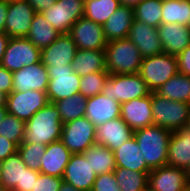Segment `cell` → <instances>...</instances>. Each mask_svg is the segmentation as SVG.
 <instances>
[{
	"instance_id": "obj_26",
	"label": "cell",
	"mask_w": 190,
	"mask_h": 191,
	"mask_svg": "<svg viewBox=\"0 0 190 191\" xmlns=\"http://www.w3.org/2000/svg\"><path fill=\"white\" fill-rule=\"evenodd\" d=\"M113 152L116 167H123L138 172H151V169L145 163L143 154L134 136Z\"/></svg>"
},
{
	"instance_id": "obj_49",
	"label": "cell",
	"mask_w": 190,
	"mask_h": 191,
	"mask_svg": "<svg viewBox=\"0 0 190 191\" xmlns=\"http://www.w3.org/2000/svg\"><path fill=\"white\" fill-rule=\"evenodd\" d=\"M122 6L134 9L142 0H119Z\"/></svg>"
},
{
	"instance_id": "obj_48",
	"label": "cell",
	"mask_w": 190,
	"mask_h": 191,
	"mask_svg": "<svg viewBox=\"0 0 190 191\" xmlns=\"http://www.w3.org/2000/svg\"><path fill=\"white\" fill-rule=\"evenodd\" d=\"M9 40L10 38L5 33H0V64L2 62L5 49L7 47Z\"/></svg>"
},
{
	"instance_id": "obj_5",
	"label": "cell",
	"mask_w": 190,
	"mask_h": 191,
	"mask_svg": "<svg viewBox=\"0 0 190 191\" xmlns=\"http://www.w3.org/2000/svg\"><path fill=\"white\" fill-rule=\"evenodd\" d=\"M177 73V56L168 53L143 58L139 70L150 92H155Z\"/></svg>"
},
{
	"instance_id": "obj_34",
	"label": "cell",
	"mask_w": 190,
	"mask_h": 191,
	"mask_svg": "<svg viewBox=\"0 0 190 191\" xmlns=\"http://www.w3.org/2000/svg\"><path fill=\"white\" fill-rule=\"evenodd\" d=\"M121 191H144L148 188V174L116 167L113 171Z\"/></svg>"
},
{
	"instance_id": "obj_29",
	"label": "cell",
	"mask_w": 190,
	"mask_h": 191,
	"mask_svg": "<svg viewBox=\"0 0 190 191\" xmlns=\"http://www.w3.org/2000/svg\"><path fill=\"white\" fill-rule=\"evenodd\" d=\"M0 184L8 191H22L23 171L27 167L18 151L3 160Z\"/></svg>"
},
{
	"instance_id": "obj_2",
	"label": "cell",
	"mask_w": 190,
	"mask_h": 191,
	"mask_svg": "<svg viewBox=\"0 0 190 191\" xmlns=\"http://www.w3.org/2000/svg\"><path fill=\"white\" fill-rule=\"evenodd\" d=\"M172 131L158 125H150L134 131L145 163L152 170L167 165L168 144Z\"/></svg>"
},
{
	"instance_id": "obj_6",
	"label": "cell",
	"mask_w": 190,
	"mask_h": 191,
	"mask_svg": "<svg viewBox=\"0 0 190 191\" xmlns=\"http://www.w3.org/2000/svg\"><path fill=\"white\" fill-rule=\"evenodd\" d=\"M150 93L139 73L110 74L102 90V94L105 97L116 100L120 104L145 97Z\"/></svg>"
},
{
	"instance_id": "obj_35",
	"label": "cell",
	"mask_w": 190,
	"mask_h": 191,
	"mask_svg": "<svg viewBox=\"0 0 190 191\" xmlns=\"http://www.w3.org/2000/svg\"><path fill=\"white\" fill-rule=\"evenodd\" d=\"M87 98L81 93H76L73 96L60 99L54 102L61 116L62 123L75 120L85 116Z\"/></svg>"
},
{
	"instance_id": "obj_47",
	"label": "cell",
	"mask_w": 190,
	"mask_h": 191,
	"mask_svg": "<svg viewBox=\"0 0 190 191\" xmlns=\"http://www.w3.org/2000/svg\"><path fill=\"white\" fill-rule=\"evenodd\" d=\"M8 12V2L0 0V33H5V23Z\"/></svg>"
},
{
	"instance_id": "obj_44",
	"label": "cell",
	"mask_w": 190,
	"mask_h": 191,
	"mask_svg": "<svg viewBox=\"0 0 190 191\" xmlns=\"http://www.w3.org/2000/svg\"><path fill=\"white\" fill-rule=\"evenodd\" d=\"M40 172L26 167L22 177V191H32L34 181H37Z\"/></svg>"
},
{
	"instance_id": "obj_31",
	"label": "cell",
	"mask_w": 190,
	"mask_h": 191,
	"mask_svg": "<svg viewBox=\"0 0 190 191\" xmlns=\"http://www.w3.org/2000/svg\"><path fill=\"white\" fill-rule=\"evenodd\" d=\"M96 175L113 172L116 168L114 152L103 145L94 144L84 153Z\"/></svg>"
},
{
	"instance_id": "obj_24",
	"label": "cell",
	"mask_w": 190,
	"mask_h": 191,
	"mask_svg": "<svg viewBox=\"0 0 190 191\" xmlns=\"http://www.w3.org/2000/svg\"><path fill=\"white\" fill-rule=\"evenodd\" d=\"M72 153L61 140L47 145L41 157L39 172L53 177L62 178Z\"/></svg>"
},
{
	"instance_id": "obj_32",
	"label": "cell",
	"mask_w": 190,
	"mask_h": 191,
	"mask_svg": "<svg viewBox=\"0 0 190 191\" xmlns=\"http://www.w3.org/2000/svg\"><path fill=\"white\" fill-rule=\"evenodd\" d=\"M168 23L190 26V0H163L162 24Z\"/></svg>"
},
{
	"instance_id": "obj_23",
	"label": "cell",
	"mask_w": 190,
	"mask_h": 191,
	"mask_svg": "<svg viewBox=\"0 0 190 191\" xmlns=\"http://www.w3.org/2000/svg\"><path fill=\"white\" fill-rule=\"evenodd\" d=\"M85 117L98 127L108 120L121 117V104L102 93L97 94L87 98Z\"/></svg>"
},
{
	"instance_id": "obj_4",
	"label": "cell",
	"mask_w": 190,
	"mask_h": 191,
	"mask_svg": "<svg viewBox=\"0 0 190 191\" xmlns=\"http://www.w3.org/2000/svg\"><path fill=\"white\" fill-rule=\"evenodd\" d=\"M153 124L176 131L190 124V104L173 101L152 92Z\"/></svg>"
},
{
	"instance_id": "obj_7",
	"label": "cell",
	"mask_w": 190,
	"mask_h": 191,
	"mask_svg": "<svg viewBox=\"0 0 190 191\" xmlns=\"http://www.w3.org/2000/svg\"><path fill=\"white\" fill-rule=\"evenodd\" d=\"M96 126L87 117L63 124L61 141L72 154L84 153L96 144Z\"/></svg>"
},
{
	"instance_id": "obj_8",
	"label": "cell",
	"mask_w": 190,
	"mask_h": 191,
	"mask_svg": "<svg viewBox=\"0 0 190 191\" xmlns=\"http://www.w3.org/2000/svg\"><path fill=\"white\" fill-rule=\"evenodd\" d=\"M46 68L49 75L46 93L50 103L80 93L81 77L73 71L71 64H67L65 67Z\"/></svg>"
},
{
	"instance_id": "obj_12",
	"label": "cell",
	"mask_w": 190,
	"mask_h": 191,
	"mask_svg": "<svg viewBox=\"0 0 190 191\" xmlns=\"http://www.w3.org/2000/svg\"><path fill=\"white\" fill-rule=\"evenodd\" d=\"M68 34L74 40L78 50H105L107 45L103 25L84 16L70 27Z\"/></svg>"
},
{
	"instance_id": "obj_3",
	"label": "cell",
	"mask_w": 190,
	"mask_h": 191,
	"mask_svg": "<svg viewBox=\"0 0 190 191\" xmlns=\"http://www.w3.org/2000/svg\"><path fill=\"white\" fill-rule=\"evenodd\" d=\"M104 51L106 71L109 74L139 73L143 58L137 46L128 38L107 42Z\"/></svg>"
},
{
	"instance_id": "obj_40",
	"label": "cell",
	"mask_w": 190,
	"mask_h": 191,
	"mask_svg": "<svg viewBox=\"0 0 190 191\" xmlns=\"http://www.w3.org/2000/svg\"><path fill=\"white\" fill-rule=\"evenodd\" d=\"M91 191H121L114 172L97 175Z\"/></svg>"
},
{
	"instance_id": "obj_45",
	"label": "cell",
	"mask_w": 190,
	"mask_h": 191,
	"mask_svg": "<svg viewBox=\"0 0 190 191\" xmlns=\"http://www.w3.org/2000/svg\"><path fill=\"white\" fill-rule=\"evenodd\" d=\"M18 151V146L4 136H0V160H5L8 156Z\"/></svg>"
},
{
	"instance_id": "obj_46",
	"label": "cell",
	"mask_w": 190,
	"mask_h": 191,
	"mask_svg": "<svg viewBox=\"0 0 190 191\" xmlns=\"http://www.w3.org/2000/svg\"><path fill=\"white\" fill-rule=\"evenodd\" d=\"M35 12H42L53 5L57 0H27Z\"/></svg>"
},
{
	"instance_id": "obj_15",
	"label": "cell",
	"mask_w": 190,
	"mask_h": 191,
	"mask_svg": "<svg viewBox=\"0 0 190 191\" xmlns=\"http://www.w3.org/2000/svg\"><path fill=\"white\" fill-rule=\"evenodd\" d=\"M77 46L68 33H61L48 47L41 50V62L45 67H65L71 64Z\"/></svg>"
},
{
	"instance_id": "obj_11",
	"label": "cell",
	"mask_w": 190,
	"mask_h": 191,
	"mask_svg": "<svg viewBox=\"0 0 190 191\" xmlns=\"http://www.w3.org/2000/svg\"><path fill=\"white\" fill-rule=\"evenodd\" d=\"M49 103L46 91H11L7 95L6 107L9 114L28 121L38 110Z\"/></svg>"
},
{
	"instance_id": "obj_13",
	"label": "cell",
	"mask_w": 190,
	"mask_h": 191,
	"mask_svg": "<svg viewBox=\"0 0 190 191\" xmlns=\"http://www.w3.org/2000/svg\"><path fill=\"white\" fill-rule=\"evenodd\" d=\"M35 13L27 0L8 2L5 34L9 38L26 37Z\"/></svg>"
},
{
	"instance_id": "obj_25",
	"label": "cell",
	"mask_w": 190,
	"mask_h": 191,
	"mask_svg": "<svg viewBox=\"0 0 190 191\" xmlns=\"http://www.w3.org/2000/svg\"><path fill=\"white\" fill-rule=\"evenodd\" d=\"M134 19V9L121 5L103 25L106 41L126 39Z\"/></svg>"
},
{
	"instance_id": "obj_22",
	"label": "cell",
	"mask_w": 190,
	"mask_h": 191,
	"mask_svg": "<svg viewBox=\"0 0 190 191\" xmlns=\"http://www.w3.org/2000/svg\"><path fill=\"white\" fill-rule=\"evenodd\" d=\"M163 53L178 56L190 46V26L178 23L161 24L158 27Z\"/></svg>"
},
{
	"instance_id": "obj_16",
	"label": "cell",
	"mask_w": 190,
	"mask_h": 191,
	"mask_svg": "<svg viewBox=\"0 0 190 191\" xmlns=\"http://www.w3.org/2000/svg\"><path fill=\"white\" fill-rule=\"evenodd\" d=\"M96 173L83 153L72 154L66 165L63 181L82 191H91Z\"/></svg>"
},
{
	"instance_id": "obj_51",
	"label": "cell",
	"mask_w": 190,
	"mask_h": 191,
	"mask_svg": "<svg viewBox=\"0 0 190 191\" xmlns=\"http://www.w3.org/2000/svg\"><path fill=\"white\" fill-rule=\"evenodd\" d=\"M7 95L0 91V107L6 106Z\"/></svg>"
},
{
	"instance_id": "obj_55",
	"label": "cell",
	"mask_w": 190,
	"mask_h": 191,
	"mask_svg": "<svg viewBox=\"0 0 190 191\" xmlns=\"http://www.w3.org/2000/svg\"><path fill=\"white\" fill-rule=\"evenodd\" d=\"M2 165H3V160H0V174H1L2 169H3Z\"/></svg>"
},
{
	"instance_id": "obj_28",
	"label": "cell",
	"mask_w": 190,
	"mask_h": 191,
	"mask_svg": "<svg viewBox=\"0 0 190 191\" xmlns=\"http://www.w3.org/2000/svg\"><path fill=\"white\" fill-rule=\"evenodd\" d=\"M60 34L40 12H36L26 38L34 46L42 50L51 45Z\"/></svg>"
},
{
	"instance_id": "obj_36",
	"label": "cell",
	"mask_w": 190,
	"mask_h": 191,
	"mask_svg": "<svg viewBox=\"0 0 190 191\" xmlns=\"http://www.w3.org/2000/svg\"><path fill=\"white\" fill-rule=\"evenodd\" d=\"M162 3L163 0H142L134 8V18L158 28L162 24Z\"/></svg>"
},
{
	"instance_id": "obj_20",
	"label": "cell",
	"mask_w": 190,
	"mask_h": 191,
	"mask_svg": "<svg viewBox=\"0 0 190 191\" xmlns=\"http://www.w3.org/2000/svg\"><path fill=\"white\" fill-rule=\"evenodd\" d=\"M134 131L121 118L108 120L96 128V144L115 151L125 141L133 137Z\"/></svg>"
},
{
	"instance_id": "obj_52",
	"label": "cell",
	"mask_w": 190,
	"mask_h": 191,
	"mask_svg": "<svg viewBox=\"0 0 190 191\" xmlns=\"http://www.w3.org/2000/svg\"><path fill=\"white\" fill-rule=\"evenodd\" d=\"M7 113L8 111L6 106L0 107V122H2V119L6 116Z\"/></svg>"
},
{
	"instance_id": "obj_33",
	"label": "cell",
	"mask_w": 190,
	"mask_h": 191,
	"mask_svg": "<svg viewBox=\"0 0 190 191\" xmlns=\"http://www.w3.org/2000/svg\"><path fill=\"white\" fill-rule=\"evenodd\" d=\"M120 6L119 0H85L84 17L104 25Z\"/></svg>"
},
{
	"instance_id": "obj_50",
	"label": "cell",
	"mask_w": 190,
	"mask_h": 191,
	"mask_svg": "<svg viewBox=\"0 0 190 191\" xmlns=\"http://www.w3.org/2000/svg\"><path fill=\"white\" fill-rule=\"evenodd\" d=\"M58 191H82V190L77 189L73 187L71 184L63 181Z\"/></svg>"
},
{
	"instance_id": "obj_1",
	"label": "cell",
	"mask_w": 190,
	"mask_h": 191,
	"mask_svg": "<svg viewBox=\"0 0 190 191\" xmlns=\"http://www.w3.org/2000/svg\"><path fill=\"white\" fill-rule=\"evenodd\" d=\"M63 123L54 103H48L25 122L22 143L48 145L61 139Z\"/></svg>"
},
{
	"instance_id": "obj_54",
	"label": "cell",
	"mask_w": 190,
	"mask_h": 191,
	"mask_svg": "<svg viewBox=\"0 0 190 191\" xmlns=\"http://www.w3.org/2000/svg\"><path fill=\"white\" fill-rule=\"evenodd\" d=\"M0 191H8L2 184H0Z\"/></svg>"
},
{
	"instance_id": "obj_27",
	"label": "cell",
	"mask_w": 190,
	"mask_h": 191,
	"mask_svg": "<svg viewBox=\"0 0 190 191\" xmlns=\"http://www.w3.org/2000/svg\"><path fill=\"white\" fill-rule=\"evenodd\" d=\"M71 67L80 77L93 72H107L105 65V51L77 50L73 62L71 63Z\"/></svg>"
},
{
	"instance_id": "obj_38",
	"label": "cell",
	"mask_w": 190,
	"mask_h": 191,
	"mask_svg": "<svg viewBox=\"0 0 190 191\" xmlns=\"http://www.w3.org/2000/svg\"><path fill=\"white\" fill-rule=\"evenodd\" d=\"M110 74L108 72H93L80 79L79 92L85 97H93L97 94H101L106 83V80Z\"/></svg>"
},
{
	"instance_id": "obj_53",
	"label": "cell",
	"mask_w": 190,
	"mask_h": 191,
	"mask_svg": "<svg viewBox=\"0 0 190 191\" xmlns=\"http://www.w3.org/2000/svg\"><path fill=\"white\" fill-rule=\"evenodd\" d=\"M186 173H187V179H188L189 184H190V165H189V167L187 168Z\"/></svg>"
},
{
	"instance_id": "obj_19",
	"label": "cell",
	"mask_w": 190,
	"mask_h": 191,
	"mask_svg": "<svg viewBox=\"0 0 190 191\" xmlns=\"http://www.w3.org/2000/svg\"><path fill=\"white\" fill-rule=\"evenodd\" d=\"M13 74L12 91H46L49 83L47 68L42 62L24 66Z\"/></svg>"
},
{
	"instance_id": "obj_43",
	"label": "cell",
	"mask_w": 190,
	"mask_h": 191,
	"mask_svg": "<svg viewBox=\"0 0 190 191\" xmlns=\"http://www.w3.org/2000/svg\"><path fill=\"white\" fill-rule=\"evenodd\" d=\"M178 73L190 77V46L185 48L178 56Z\"/></svg>"
},
{
	"instance_id": "obj_39",
	"label": "cell",
	"mask_w": 190,
	"mask_h": 191,
	"mask_svg": "<svg viewBox=\"0 0 190 191\" xmlns=\"http://www.w3.org/2000/svg\"><path fill=\"white\" fill-rule=\"evenodd\" d=\"M46 147L47 145L39 143H21L18 146V153L27 167L39 171L41 157L44 155Z\"/></svg>"
},
{
	"instance_id": "obj_37",
	"label": "cell",
	"mask_w": 190,
	"mask_h": 191,
	"mask_svg": "<svg viewBox=\"0 0 190 191\" xmlns=\"http://www.w3.org/2000/svg\"><path fill=\"white\" fill-rule=\"evenodd\" d=\"M25 121L9 113L0 122V136L6 137L19 146L23 142Z\"/></svg>"
},
{
	"instance_id": "obj_18",
	"label": "cell",
	"mask_w": 190,
	"mask_h": 191,
	"mask_svg": "<svg viewBox=\"0 0 190 191\" xmlns=\"http://www.w3.org/2000/svg\"><path fill=\"white\" fill-rule=\"evenodd\" d=\"M121 118L133 131L153 125L152 92L145 97L122 103Z\"/></svg>"
},
{
	"instance_id": "obj_42",
	"label": "cell",
	"mask_w": 190,
	"mask_h": 191,
	"mask_svg": "<svg viewBox=\"0 0 190 191\" xmlns=\"http://www.w3.org/2000/svg\"><path fill=\"white\" fill-rule=\"evenodd\" d=\"M13 74L0 64V91L8 95L12 91Z\"/></svg>"
},
{
	"instance_id": "obj_10",
	"label": "cell",
	"mask_w": 190,
	"mask_h": 191,
	"mask_svg": "<svg viewBox=\"0 0 190 191\" xmlns=\"http://www.w3.org/2000/svg\"><path fill=\"white\" fill-rule=\"evenodd\" d=\"M85 0H57L41 14L60 33H68L80 17L84 16Z\"/></svg>"
},
{
	"instance_id": "obj_30",
	"label": "cell",
	"mask_w": 190,
	"mask_h": 191,
	"mask_svg": "<svg viewBox=\"0 0 190 191\" xmlns=\"http://www.w3.org/2000/svg\"><path fill=\"white\" fill-rule=\"evenodd\" d=\"M159 96L190 104V77L177 73L155 91Z\"/></svg>"
},
{
	"instance_id": "obj_41",
	"label": "cell",
	"mask_w": 190,
	"mask_h": 191,
	"mask_svg": "<svg viewBox=\"0 0 190 191\" xmlns=\"http://www.w3.org/2000/svg\"><path fill=\"white\" fill-rule=\"evenodd\" d=\"M62 182L63 178L40 173L37 181H34L32 191H58Z\"/></svg>"
},
{
	"instance_id": "obj_17",
	"label": "cell",
	"mask_w": 190,
	"mask_h": 191,
	"mask_svg": "<svg viewBox=\"0 0 190 191\" xmlns=\"http://www.w3.org/2000/svg\"><path fill=\"white\" fill-rule=\"evenodd\" d=\"M127 38L137 46L142 58L163 53L158 28L134 19Z\"/></svg>"
},
{
	"instance_id": "obj_9",
	"label": "cell",
	"mask_w": 190,
	"mask_h": 191,
	"mask_svg": "<svg viewBox=\"0 0 190 191\" xmlns=\"http://www.w3.org/2000/svg\"><path fill=\"white\" fill-rule=\"evenodd\" d=\"M41 62V50L26 37L10 38L1 65L12 73Z\"/></svg>"
},
{
	"instance_id": "obj_14",
	"label": "cell",
	"mask_w": 190,
	"mask_h": 191,
	"mask_svg": "<svg viewBox=\"0 0 190 191\" xmlns=\"http://www.w3.org/2000/svg\"><path fill=\"white\" fill-rule=\"evenodd\" d=\"M189 187L186 170L171 166L152 169L148 188L152 191H184Z\"/></svg>"
},
{
	"instance_id": "obj_21",
	"label": "cell",
	"mask_w": 190,
	"mask_h": 191,
	"mask_svg": "<svg viewBox=\"0 0 190 191\" xmlns=\"http://www.w3.org/2000/svg\"><path fill=\"white\" fill-rule=\"evenodd\" d=\"M167 165L187 170L190 165V124L171 133Z\"/></svg>"
}]
</instances>
